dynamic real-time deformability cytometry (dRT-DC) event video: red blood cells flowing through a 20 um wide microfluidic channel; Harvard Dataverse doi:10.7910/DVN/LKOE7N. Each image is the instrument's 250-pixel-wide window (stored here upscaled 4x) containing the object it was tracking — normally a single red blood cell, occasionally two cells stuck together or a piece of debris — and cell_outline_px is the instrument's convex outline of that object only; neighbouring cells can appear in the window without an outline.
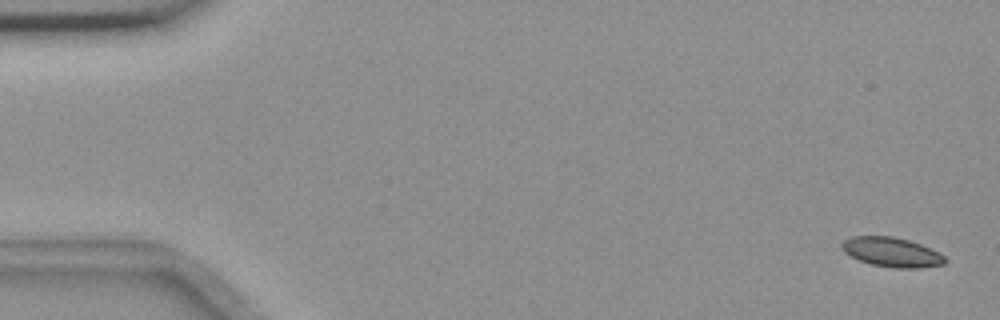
{"species": "common noctule bat (a hibernating species)", "species_latin": "Nyctalus noctula", "temperature_condition": "room temperature", "stored_images_in_passage": 7, "camera_frame_rate_fps": 3000, "um_per_image_px": 0.085, "animal": {"sex": "female", "body_mass_g": 18.4}, "frame": {"image": 1, "passage_image": 1, "time_ms": 0.0, "image_size_px": [1000, 320], "cell_outline_px": [[948, 260], [944, 264], [920, 268], [896, 268], [872, 264], [860, 260], [844, 252], [840, 248], [840, 244], [844, 240], [852, 236], [892, 236], [908, 240], [920, 244], [940, 252]], "centroid_in_image_um": [75.81, 21.43], "position_along_channel_um": 9.2, "area_um2": 17.74}}
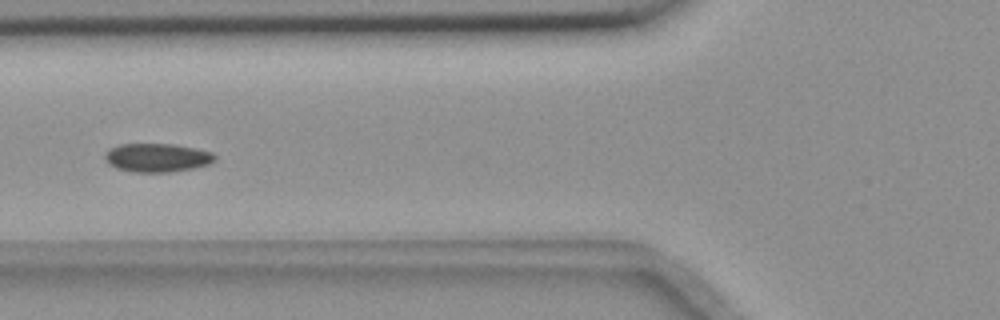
{"frame": {"image": 2, "passage_image": 7, "time_ms": 2.0, "image_size_px": [1000, 320], "cell_outline_px": [[216, 160], [208, 164], [192, 168], [168, 172], [132, 172], [116, 168], [108, 164], [104, 156], [108, 148], [120, 144], [172, 144], [196, 148], [212, 152], [216, 156]], "centroid_in_image_um": [13.33, 13.4], "position_along_channel_um": 112.5, "area_um2": 18.38}}